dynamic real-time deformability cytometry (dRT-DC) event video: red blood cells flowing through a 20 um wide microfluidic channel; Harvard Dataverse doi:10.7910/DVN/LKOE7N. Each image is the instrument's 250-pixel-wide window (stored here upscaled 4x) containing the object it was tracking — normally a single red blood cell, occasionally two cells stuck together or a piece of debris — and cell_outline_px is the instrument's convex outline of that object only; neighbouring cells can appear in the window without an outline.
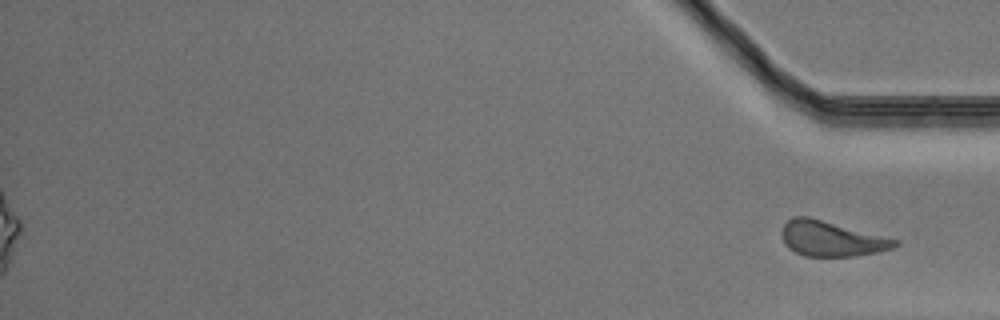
{"species": "Egyptian fruit bat (a non-hibernating species)", "species_latin": "Rousettus aegyptiacus", "temperature_condition": "warm", "stored_images_in_passage": 50, "segment_of_instrument_passage": [2, 2], "camera_frame_rate_fps": 3000, "um_per_image_px": 0.085, "animal": {"sex": "male"}, "frame": {"image": 1, "passage_image": 50, "time_ms": 16.333, "image_size_px": [1000, 320], "cell_outline_px": [[900, 244], [892, 248], [876, 252], [856, 256], [804, 256], [788, 248], [784, 244], [780, 232], [784, 224], [792, 216], [808, 216], [900, 240]], "centroid_in_image_um": [70.65, 20.28], "position_along_channel_um": 364.6, "area_um2": 23.29}}